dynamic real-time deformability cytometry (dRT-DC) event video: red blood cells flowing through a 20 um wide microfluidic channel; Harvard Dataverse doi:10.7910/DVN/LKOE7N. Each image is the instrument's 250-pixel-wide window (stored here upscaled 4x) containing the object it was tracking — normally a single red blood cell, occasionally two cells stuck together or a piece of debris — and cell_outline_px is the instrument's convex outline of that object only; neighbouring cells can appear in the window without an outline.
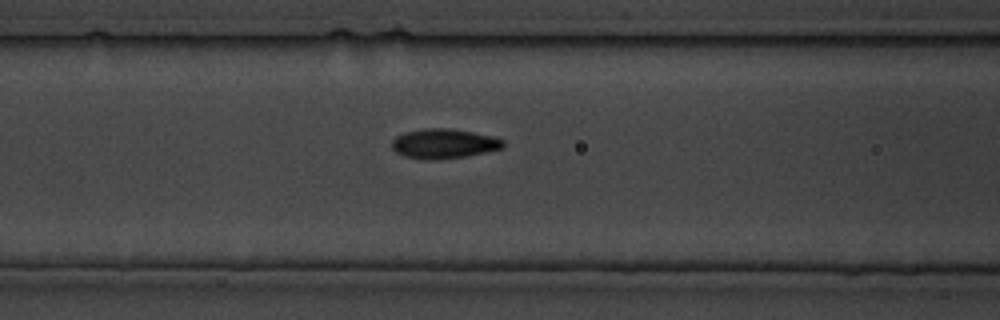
{"species": "common noctule bat (a hibernating species)", "species_latin": "Nyctalus noctula", "temperature_condition": "cold", "stored_images_in_passage": 11, "camera_frame_rate_fps": 3000, "um_per_image_px": 0.085, "animal": {"sex": "male", "body_mass_g": 19.5, "forearm_length_mm": 54.6}, "frame": {"image": 1, "passage_image": 8, "time_ms": 9.0, "image_size_px": [1000, 320], "cell_outline_px": [[504, 148], [464, 156], [432, 160], [420, 160], [404, 156], [396, 152], [392, 148], [392, 140], [396, 136], [404, 132], [424, 128], [448, 128], [472, 132], [492, 136], [504, 140]], "centroid_in_image_um": [37.69, 12.21], "position_along_channel_um": 128.9, "area_um2": 19.25}}
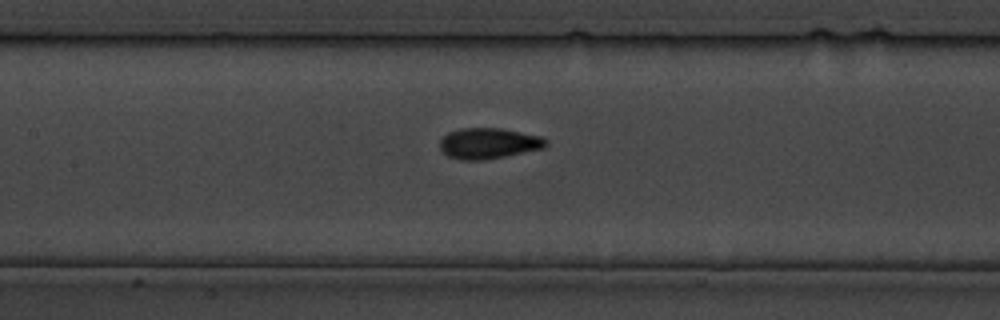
{"frame": {"image": 2, "passage_image": 10, "time_ms": 11.333, "image_size_px": [1000, 320], "cell_outline_px": [[548, 144], [544, 148], [484, 160], [460, 160], [448, 156], [440, 148], [440, 140], [448, 132], [460, 128], [500, 128], [540, 136], [548, 140]], "centroid_in_image_um": [41.52, 12.18], "position_along_channel_um": 165.9, "area_um2": 18.96}}